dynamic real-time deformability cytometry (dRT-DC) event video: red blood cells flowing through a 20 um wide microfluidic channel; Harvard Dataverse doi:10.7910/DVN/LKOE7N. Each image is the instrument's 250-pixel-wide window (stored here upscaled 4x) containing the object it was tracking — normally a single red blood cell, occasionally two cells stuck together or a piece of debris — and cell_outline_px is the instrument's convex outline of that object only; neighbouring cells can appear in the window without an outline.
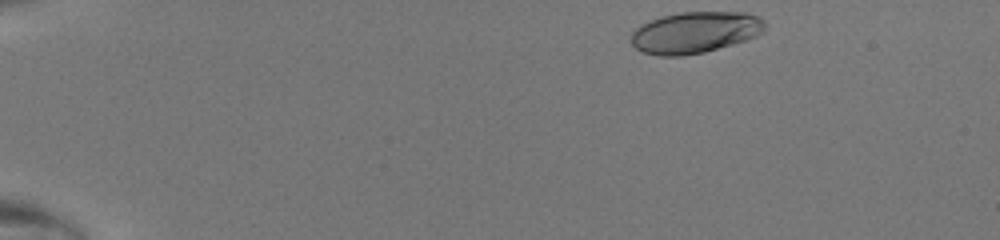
{"species": "human", "species_latin": "Homo sapiens", "temperature_condition": "room temperature", "stored_images_in_passage": 41, "camera_frame_rate_fps": 3000, "um_per_image_px": 0.085, "donor": {"sex": "male"}, "frame": {"image": 1, "passage_image": 1, "time_ms": 0.0, "image_size_px": [1000, 240], "cell_outline_px": [[768, 28], [764, 32], [756, 36], [732, 44], [704, 52], [680, 56], [660, 56], [644, 52], [636, 48], [628, 40], [632, 32], [640, 24], [648, 20], [660, 16], [680, 12], [748, 12], [760, 16], [768, 24]], "centroid_in_image_um": [59.1, 2.73], "position_along_channel_um": 25.9, "area_um2": 32.83}}
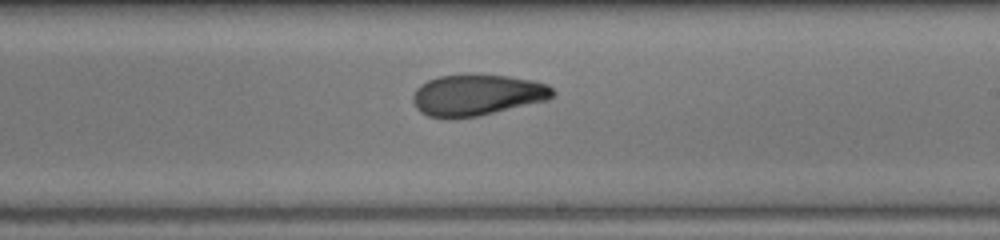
{"frame": {"image": 2, "passage_image": 24, "time_ms": 7.667, "image_size_px": [1000, 240], "cell_outline_px": [[556, 96], [548, 100], [476, 116], [452, 120], [448, 120], [428, 116], [420, 112], [416, 108], [412, 100], [412, 96], [416, 88], [420, 84], [428, 80], [440, 76], [508, 76], [532, 80], [548, 84], [556, 92]], "centroid_in_image_um": [40.54, 8.11], "position_along_channel_um": 248.5, "area_um2": 33.52}}
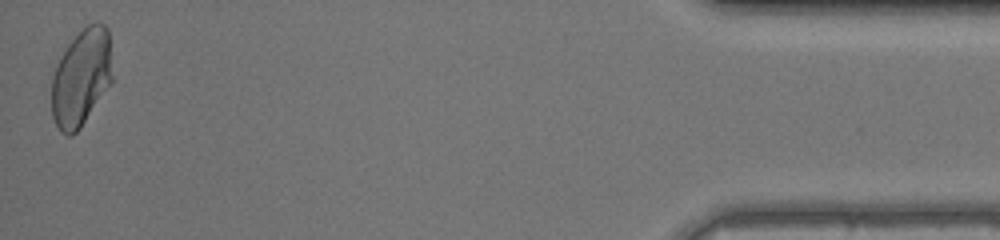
{"frame": {"image": 3, "passage_image": 41, "time_ms": 13.333, "image_size_px": [1000, 240], "cell_outline_px": [[112, 80], [80, 128], [72, 136], [68, 136], [60, 132], [52, 116], [52, 76], [56, 64], [60, 56], [68, 44], [88, 24], [96, 20], [104, 24], [108, 28], [112, 76]], "centroid_in_image_um": [6.89, 6.58], "position_along_channel_um": 428.3, "area_um2": 34.16}}